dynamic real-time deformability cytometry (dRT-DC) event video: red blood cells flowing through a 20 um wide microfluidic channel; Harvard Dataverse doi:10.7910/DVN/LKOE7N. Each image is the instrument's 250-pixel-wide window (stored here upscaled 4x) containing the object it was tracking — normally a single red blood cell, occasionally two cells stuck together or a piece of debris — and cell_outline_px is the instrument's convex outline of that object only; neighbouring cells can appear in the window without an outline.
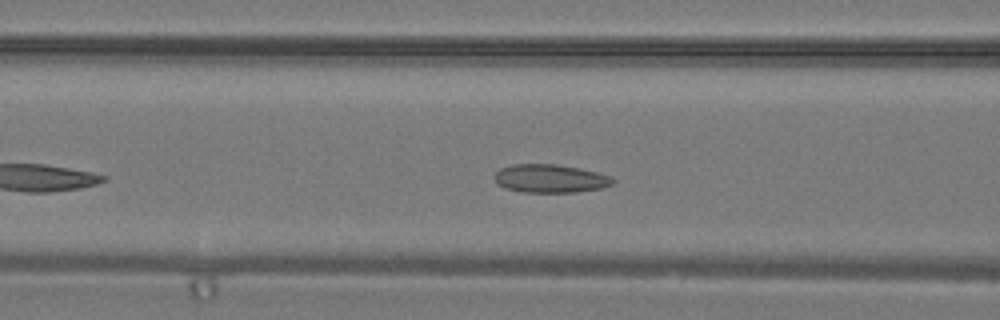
{"species": "common noctule bat (a hibernating species)", "species_latin": "Nyctalus noctula", "temperature_condition": "warm", "stored_images_in_passage": 30, "camera_frame_rate_fps": 3000, "um_per_image_px": 0.085, "animal": {"sex": "male", "body_mass_g": 19.2, "forearm_length_mm": 51.8}, "frame": {"image": 1, "passage_image": 8, "time_ms": 2.333, "image_size_px": [1000, 320], "cell_outline_px": [[616, 180], [612, 184], [600, 188], [576, 192], [520, 192], [504, 188], [496, 184], [492, 176], [500, 168], [512, 164], [556, 164], [596, 172], [612, 176]], "centroid_in_image_um": [46.71, 15.18], "position_along_channel_um": 119.9, "area_um2": 19.65}}
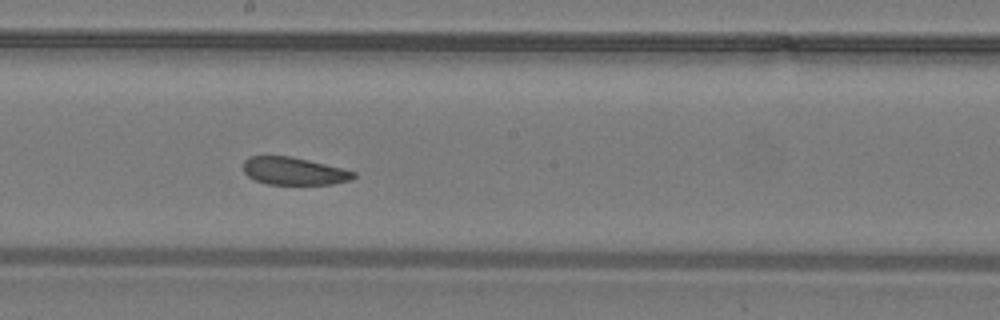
{"frame": {"image": 2, "passage_image": 14, "time_ms": 4.333, "image_size_px": [1000, 320], "cell_outline_px": [[356, 176], [352, 180], [332, 184], [268, 184], [256, 180], [248, 176], [244, 172], [244, 160], [248, 156], [288, 156], [308, 160], [356, 172]], "centroid_in_image_um": [24.98, 14.54], "position_along_channel_um": 223.2, "area_um2": 17.57}}
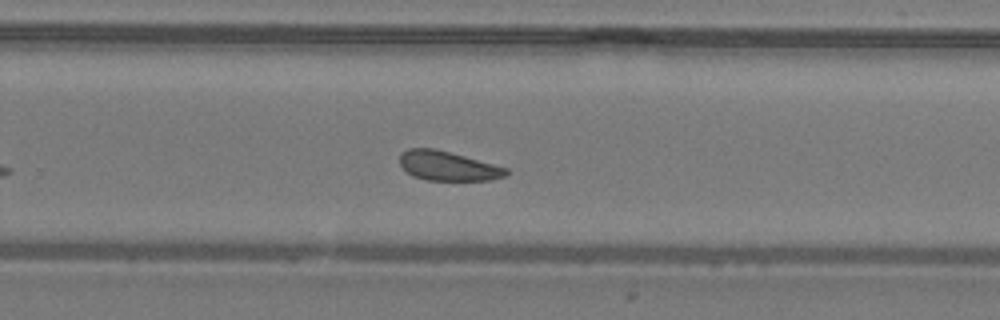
{"frame": {"image": 3, "passage_image": 18, "time_ms": 5.667, "image_size_px": [1000, 320], "cell_outline_px": [[508, 172], [504, 176], [488, 180], [424, 180], [412, 176], [400, 164], [400, 152], [408, 148], [432, 148], [464, 156], [508, 168]], "centroid_in_image_um": [38.02, 14.1], "position_along_channel_um": 291.8, "area_um2": 18.03}}